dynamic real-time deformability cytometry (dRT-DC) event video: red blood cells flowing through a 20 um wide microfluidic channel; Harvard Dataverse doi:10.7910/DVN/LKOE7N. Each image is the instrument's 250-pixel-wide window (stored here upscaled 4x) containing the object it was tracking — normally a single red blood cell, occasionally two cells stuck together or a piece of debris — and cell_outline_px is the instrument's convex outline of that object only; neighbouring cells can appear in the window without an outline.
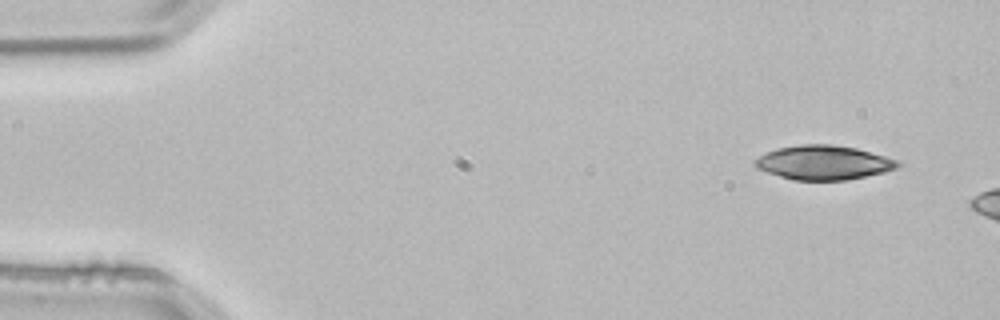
{"species": "common noctule bat (a hibernating species)", "species_latin": "Nyctalus noctula", "temperature_condition": "room temperature", "stored_images_in_passage": 4, "camera_frame_rate_fps": 3000, "um_per_image_px": 0.085, "animal": {"sex": "male", "body_mass_g": 21.5, "forearm_length_mm": 52.0}, "frame": {"image": 1, "passage_image": 1, "time_ms": 0.0, "image_size_px": [1000, 320], "cell_outline_px": [[900, 164], [896, 168], [884, 172], [848, 180], [792, 180], [756, 168], [752, 164], [752, 160], [776, 148], [800, 144], [832, 144], [856, 148], [884, 156], [896, 160]], "centroid_in_image_um": [69.96, 13.82], "position_along_channel_um": 15.0, "area_um2": 28.44}}